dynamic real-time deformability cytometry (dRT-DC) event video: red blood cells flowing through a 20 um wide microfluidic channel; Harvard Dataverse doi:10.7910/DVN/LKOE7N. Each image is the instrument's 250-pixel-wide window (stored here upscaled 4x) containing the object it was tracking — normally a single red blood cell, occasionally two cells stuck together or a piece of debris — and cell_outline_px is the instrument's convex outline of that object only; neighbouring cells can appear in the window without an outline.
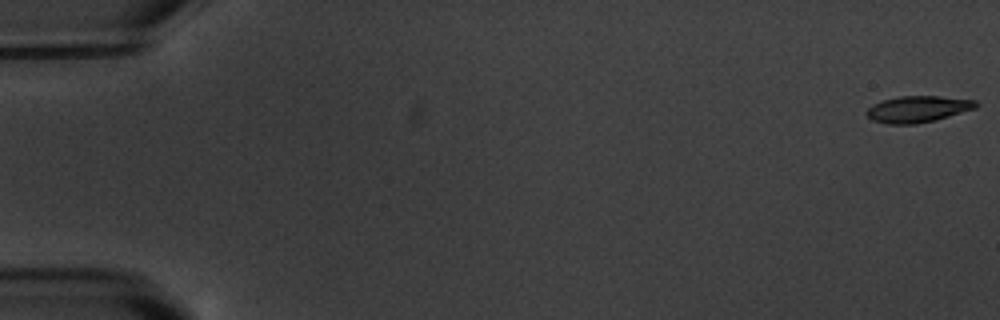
{"species": "common noctule bat (a hibernating species)", "species_latin": "Nyctalus noctula", "temperature_condition": "warm", "stored_images_in_passage": 6, "camera_frame_rate_fps": 3000, "um_per_image_px": 0.085, "animal": {"sex": "male", "body_mass_g": 20.1, "forearm_length_mm": 53.5}, "frame": {"image": 1, "passage_image": 1, "time_ms": 0.0, "image_size_px": [1000, 320], "cell_outline_px": [[980, 104], [976, 108], [936, 120], [916, 124], [888, 124], [872, 120], [864, 112], [872, 104], [884, 100], [900, 96], [936, 96], [976, 100]], "centroid_in_image_um": [78.02, 9.28], "position_along_channel_um": 7.0, "area_um2": 16.88}}